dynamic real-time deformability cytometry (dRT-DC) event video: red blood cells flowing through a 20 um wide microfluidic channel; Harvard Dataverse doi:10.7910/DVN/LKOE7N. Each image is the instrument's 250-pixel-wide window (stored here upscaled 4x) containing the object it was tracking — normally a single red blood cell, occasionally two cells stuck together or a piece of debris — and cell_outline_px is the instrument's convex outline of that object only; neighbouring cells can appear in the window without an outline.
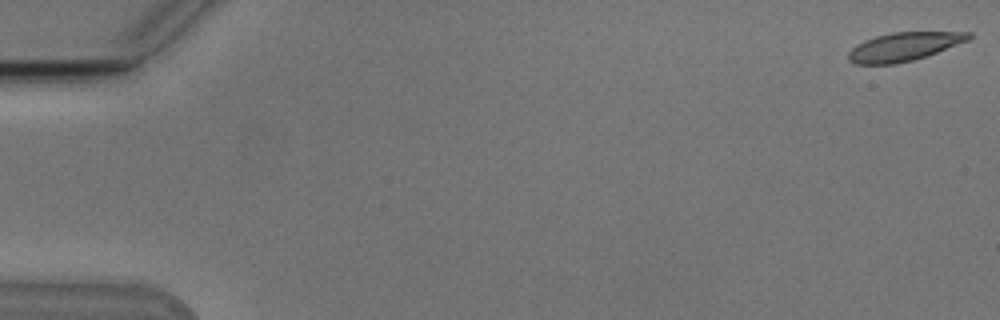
{"species": "Egyptian fruit bat (a non-hibernating species)", "species_latin": "Rousettus aegyptiacus", "temperature_condition": "cold", "stored_images_in_passage": 14, "camera_frame_rate_fps": 3000, "um_per_image_px": 0.085, "animal": {"sex": "male"}, "frame": {"image": 1, "passage_image": 1, "time_ms": 0.0, "image_size_px": [1000, 320], "cell_outline_px": [[972, 36], [968, 40], [936, 52], [912, 60], [896, 64], [856, 64], [848, 60], [848, 52], [856, 44], [864, 40], [876, 36], [892, 32], [972, 32]], "centroid_in_image_um": [76.79, 3.96], "position_along_channel_um": 8.2, "area_um2": 19.77}}
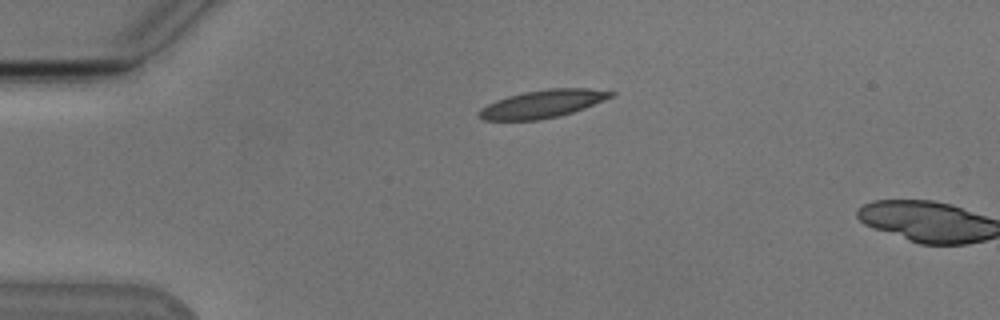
{"frame": {"image": 2, "passage_image": 13, "time_ms": 4.0, "image_size_px": [1000, 320], "cell_outline_px": [[616, 92], [612, 96], [584, 108], [560, 116], [536, 120], [484, 120], [476, 116], [476, 112], [480, 108], [496, 100], [508, 96], [524, 92], [548, 88], [588, 88]], "centroid_in_image_um": [46.06, 8.83], "position_along_channel_um": 38.9, "area_um2": 21.33}}